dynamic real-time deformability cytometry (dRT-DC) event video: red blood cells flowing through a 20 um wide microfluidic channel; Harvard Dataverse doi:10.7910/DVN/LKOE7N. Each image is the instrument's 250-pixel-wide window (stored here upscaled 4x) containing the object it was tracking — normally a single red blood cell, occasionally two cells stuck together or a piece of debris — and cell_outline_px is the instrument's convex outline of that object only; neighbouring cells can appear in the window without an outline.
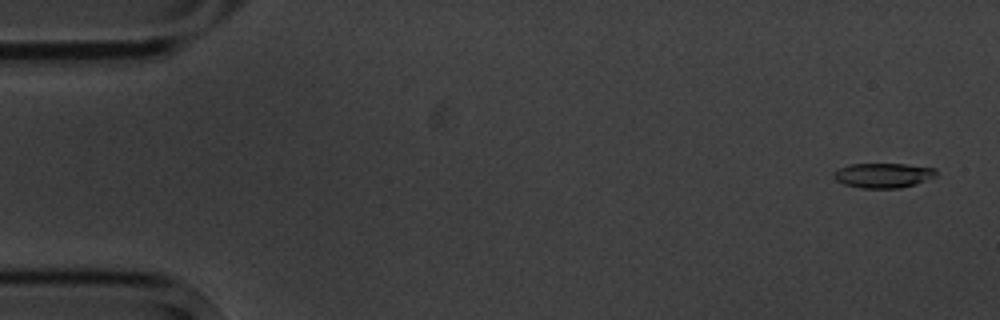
{"species": "common noctule bat (a hibernating species)", "species_latin": "Nyctalus noctula", "temperature_condition": "cold", "stored_images_in_passage": 5, "camera_frame_rate_fps": 3000, "um_per_image_px": 0.085, "animal": {"sex": "male", "body_mass_g": 20.1, "forearm_length_mm": 53.5}, "frame": {"image": 1, "passage_image": 1, "time_ms": 0.0, "image_size_px": [1000, 320], "cell_outline_px": [[936, 176], [916, 184], [900, 188], [860, 188], [844, 184], [836, 180], [832, 176], [832, 172], [848, 164], [904, 164], [936, 168]], "centroid_in_image_um": [75.05, 14.9], "position_along_channel_um": 10.0, "area_um2": 14.85}}